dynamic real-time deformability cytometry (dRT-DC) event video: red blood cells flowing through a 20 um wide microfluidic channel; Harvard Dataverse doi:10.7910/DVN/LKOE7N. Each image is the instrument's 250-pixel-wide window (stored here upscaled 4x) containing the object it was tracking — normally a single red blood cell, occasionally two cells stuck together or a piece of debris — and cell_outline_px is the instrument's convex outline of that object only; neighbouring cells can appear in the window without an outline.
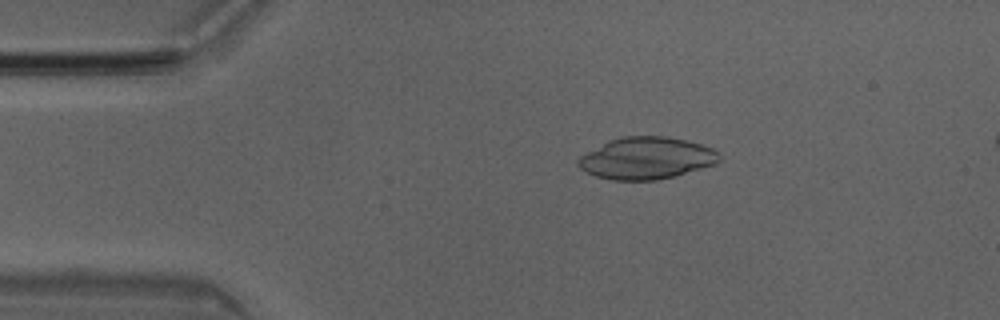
{"species": "Egyptian fruit bat (a non-hibernating species)", "species_latin": "Rousettus aegyptiacus", "temperature_condition": "room temperature", "stored_images_in_passage": 43, "segment_of_instrument_passage": [1, 2], "camera_frame_rate_fps": 3000, "um_per_image_px": 0.085, "animal": {"sex": "male"}, "frame": {"image": 1, "passage_image": 1, "time_ms": 0.0, "image_size_px": [1000, 320], "cell_outline_px": [[720, 160], [716, 164], [672, 176], [656, 180], [612, 180], [596, 176], [580, 168], [576, 164], [576, 160], [580, 156], [608, 140], [620, 136], [668, 136], [700, 144], [712, 148], [720, 156]], "centroid_in_image_um": [54.91, 13.43], "position_along_channel_um": 30.1, "area_um2": 34.33}}
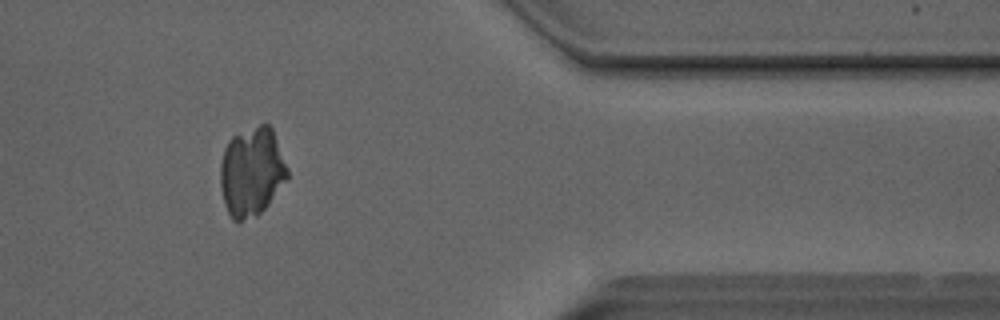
{"frame": {"image": 2, "passage_image": 33, "time_ms": 10.667, "image_size_px": [1000, 320], "cell_outline_px": [[288, 180], [268, 204], [256, 216], [240, 220], [232, 220], [224, 204], [220, 184], [220, 164], [224, 148], [228, 140], [232, 136], [260, 124], [268, 124], [272, 128], [288, 168]], "centroid_in_image_um": [21.39, 14.59], "position_along_channel_um": 390.0, "area_um2": 34.85}}
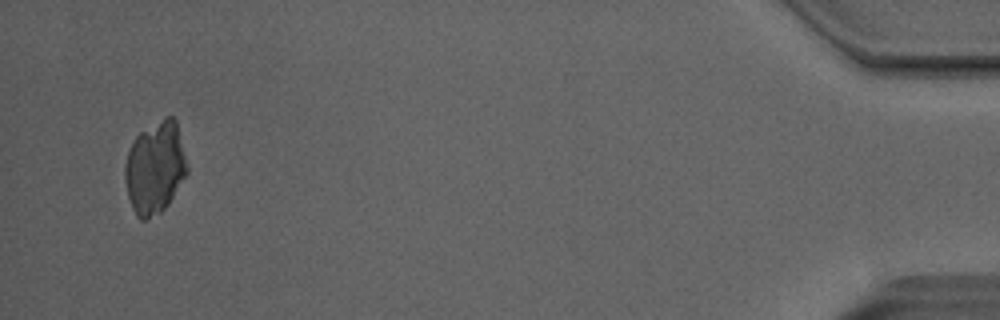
{"frame": {"image": 3, "passage_image": 40, "time_ms": 13.0, "image_size_px": [1000, 320], "cell_outline_px": [[188, 172], [168, 204], [160, 212], [148, 220], [140, 220], [136, 216], [132, 208], [128, 196], [124, 180], [124, 164], [128, 152], [136, 136], [140, 132], [164, 116], [172, 116], [176, 120], [188, 168]], "centroid_in_image_um": [13.16, 14.26], "position_along_channel_um": 422.0, "area_um2": 33.47}}